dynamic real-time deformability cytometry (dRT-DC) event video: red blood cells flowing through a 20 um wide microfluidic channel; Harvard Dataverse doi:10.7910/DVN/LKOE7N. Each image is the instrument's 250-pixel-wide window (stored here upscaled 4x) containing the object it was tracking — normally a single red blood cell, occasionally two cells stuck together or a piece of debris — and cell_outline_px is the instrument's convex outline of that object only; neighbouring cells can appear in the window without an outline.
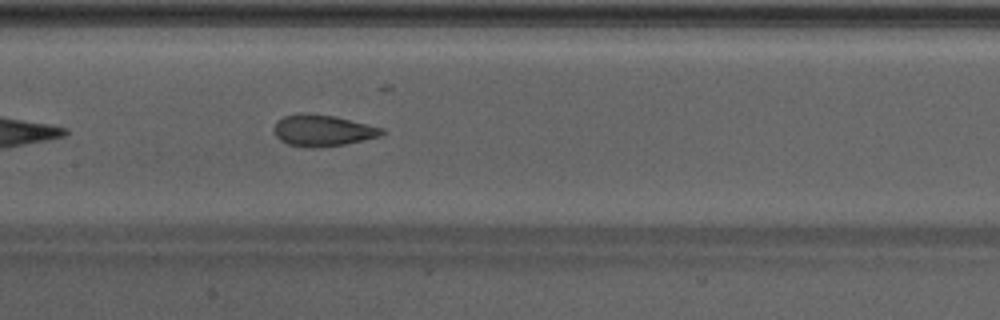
{"species": "Egyptian fruit bat (a non-hibernating species)", "species_latin": "Rousettus aegyptiacus", "temperature_condition": "warm", "stored_images_in_passage": 35, "camera_frame_rate_fps": 3000, "um_per_image_px": 0.085, "animal": {"sex": "male"}, "frame": {"image": 1, "passage_image": 10, "time_ms": 3.0, "image_size_px": [1000, 320], "cell_outline_px": [[388, 132], [380, 136], [364, 140], [344, 144], [312, 148], [288, 144], [280, 140], [276, 136], [272, 128], [276, 120], [284, 116], [300, 112], [336, 116], [384, 128]], "centroid_in_image_um": [27.42, 11.07], "position_along_channel_um": 180.0, "area_um2": 20.0}}
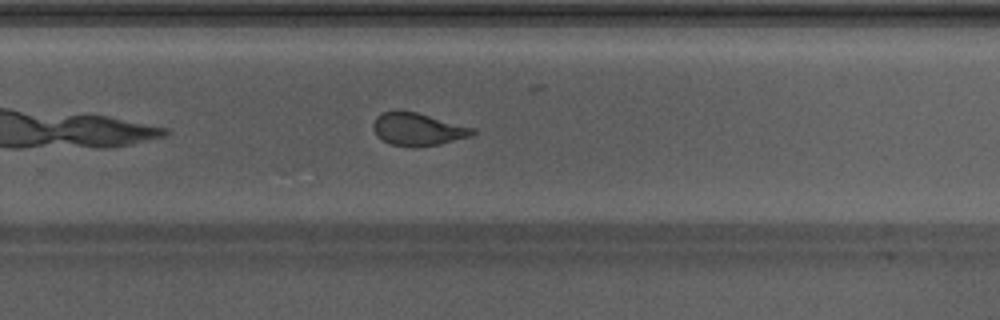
{"frame": {"image": 2, "passage_image": 18, "time_ms": 5.667, "image_size_px": [1000, 320], "cell_outline_px": [[476, 132], [468, 136], [440, 144], [416, 148], [388, 144], [376, 136], [372, 128], [372, 124], [376, 116], [380, 112], [396, 108], [400, 108], [416, 112], [476, 128]], "centroid_in_image_um": [35.42, 10.96], "position_along_channel_um": 294.4, "area_um2": 19.54}}
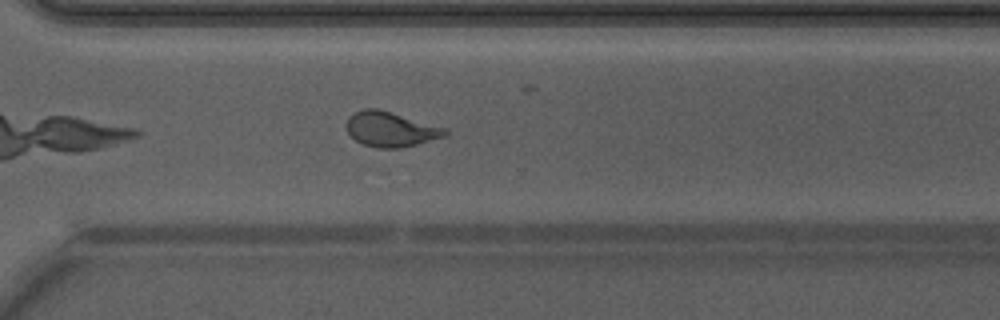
{"frame": {"image": 3, "passage_image": 21, "time_ms": 6.667, "image_size_px": [1000, 320], "cell_outline_px": [[448, 136], [400, 148], [376, 148], [364, 144], [356, 140], [348, 132], [348, 116], [352, 112], [364, 108], [376, 108], [444, 128], [448, 132]], "centroid_in_image_um": [33.19, 10.99], "position_along_channel_um": 337.4, "area_um2": 19.71}, "authors_computed_cell_mechanics": {"area_um2": 20.3456, "velocity_mm_per_s": 4.304, "shape_relaxation_time_tau1_ms": 4.8025, "shape_relaxation_time_tau2_ms": 1.2538, "deformation_change_tau1": 0.1523, "deformation_change_tau2": 0.0726}}